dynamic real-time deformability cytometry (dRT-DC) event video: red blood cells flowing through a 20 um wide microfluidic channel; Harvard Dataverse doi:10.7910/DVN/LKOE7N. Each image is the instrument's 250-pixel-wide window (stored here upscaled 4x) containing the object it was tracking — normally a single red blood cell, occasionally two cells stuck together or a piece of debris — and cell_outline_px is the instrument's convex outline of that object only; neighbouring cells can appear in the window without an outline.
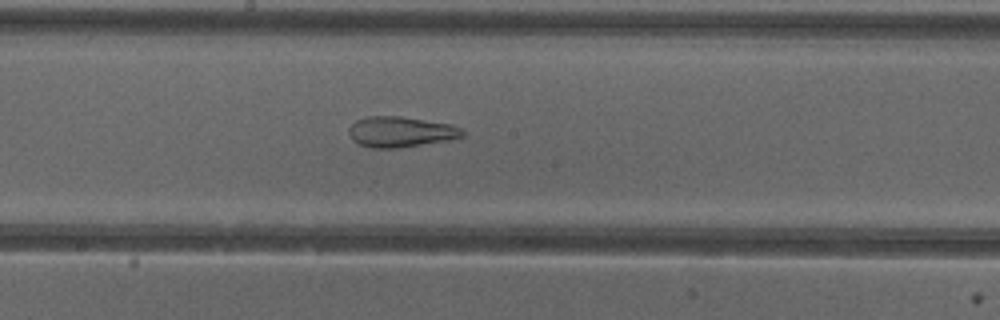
{"species": "common noctule bat (a hibernating species)", "species_latin": "Nyctalus noctula", "temperature_condition": "cold", "stored_images_in_passage": 41, "camera_frame_rate_fps": 3000, "um_per_image_px": 0.085, "animal": {"sex": "female"}, "frame": {"image": 1, "passage_image": 28, "time_ms": 9.0, "image_size_px": [1000, 320], "cell_outline_px": [[464, 136], [448, 140], [400, 148], [372, 148], [360, 144], [352, 140], [348, 132], [348, 128], [356, 120], [368, 116], [400, 116], [452, 124], [464, 128]], "centroid_in_image_um": [34.07, 11.2], "position_along_channel_um": 214.1, "area_um2": 20.4}}
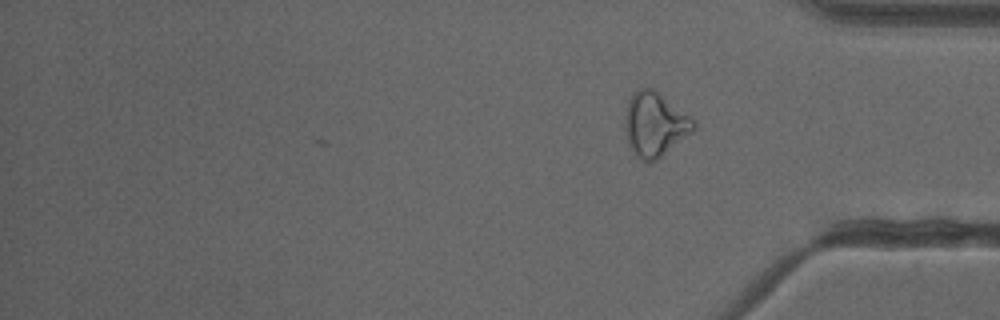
{"frame": {"image": 2, "passage_image": 41, "time_ms": 13.333, "image_size_px": [1000, 320], "cell_outline_px": [[696, 128], [692, 132], [656, 160], [648, 164], [636, 156], [628, 144], [624, 132], [624, 116], [628, 100], [632, 92], [636, 88], [652, 88], [696, 120]], "centroid_in_image_um": [55.63, 10.57], "position_along_channel_um": 379.6, "area_um2": 25.89}, "authors_computed_cell_mechanics": {"area_um2": 25.8944, "velocity_mm_per_s": 3.976, "shape_relaxation_time_tau1_ms": null, "shape_relaxation_time_tau2_ms": 1.8175, "deformation_change_tau1": null, "deformation_change_tau2": 0.1069}}